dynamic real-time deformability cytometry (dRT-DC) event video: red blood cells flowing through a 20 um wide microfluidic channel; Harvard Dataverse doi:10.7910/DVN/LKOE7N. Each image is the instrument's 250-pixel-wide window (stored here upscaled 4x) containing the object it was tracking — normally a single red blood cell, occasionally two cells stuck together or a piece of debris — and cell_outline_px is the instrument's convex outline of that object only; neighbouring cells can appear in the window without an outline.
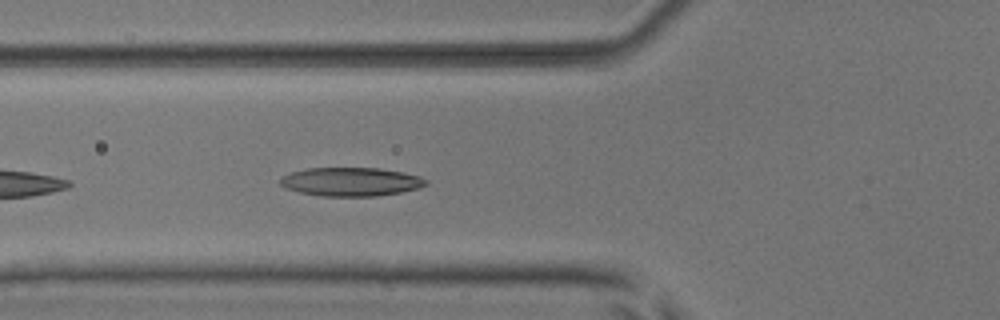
{"species": "common noctule bat (a hibernating species)", "species_latin": "Nyctalus noctula", "temperature_condition": "room temperature", "stored_images_in_passage": 14, "camera_frame_rate_fps": 3000, "um_per_image_px": 0.085, "animal": {"sex": "male", "body_mass_g": 17.9, "forearm_length_mm": 54.2}, "frame": {"image": 1, "passage_image": 5, "time_ms": 1.333, "image_size_px": [1000, 320], "cell_outline_px": [[428, 184], [420, 188], [400, 192], [376, 196], [320, 196], [300, 192], [284, 188], [280, 184], [280, 180], [284, 176], [292, 172], [308, 168], [380, 168], [404, 172], [420, 176], [428, 180]], "centroid_in_image_um": [29.87, 15.45], "position_along_channel_um": 95.9, "area_um2": 24.39}}
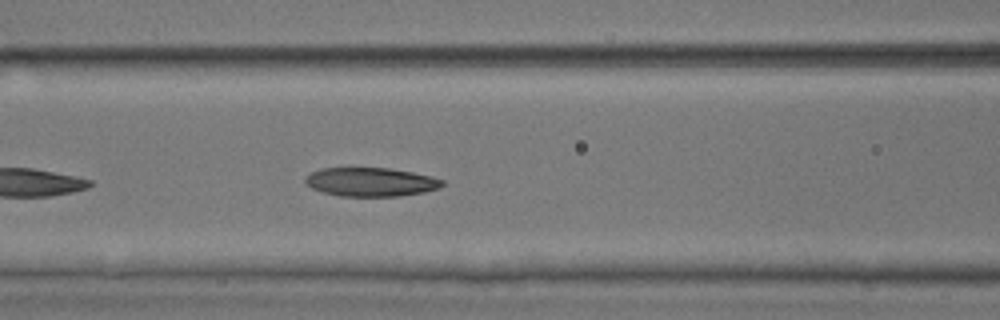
{"frame": {"image": 2, "passage_image": 8, "time_ms": 2.333, "image_size_px": [1000, 320], "cell_outline_px": [[444, 184], [440, 188], [424, 192], [400, 196], [340, 196], [324, 192], [312, 188], [304, 180], [312, 172], [320, 168], [348, 164], [388, 168], [412, 172], [432, 176], [444, 180]], "centroid_in_image_um": [31.5, 15.41], "position_along_channel_um": 135.1, "area_um2": 23.87}}